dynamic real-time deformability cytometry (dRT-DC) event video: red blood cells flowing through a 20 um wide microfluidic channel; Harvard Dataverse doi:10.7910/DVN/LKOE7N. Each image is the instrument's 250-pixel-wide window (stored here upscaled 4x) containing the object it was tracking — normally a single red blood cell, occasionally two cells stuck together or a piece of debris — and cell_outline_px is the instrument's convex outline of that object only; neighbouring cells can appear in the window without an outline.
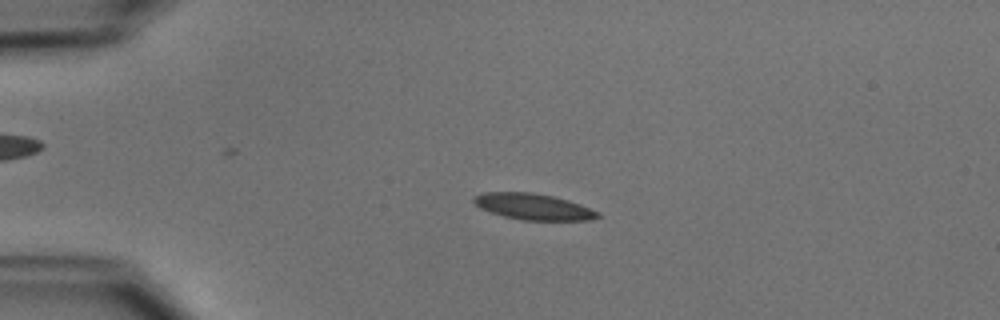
{"species": "common noctule bat (a hibernating species)", "species_latin": "Nyctalus noctula", "temperature_condition": "cold", "stored_images_in_passage": 43, "camera_frame_rate_fps": 3000, "um_per_image_px": 0.085, "animal": {"sex": "male", "body_mass_g": 15.6}, "frame": {"image": 1, "passage_image": 12, "time_ms": 3.667, "image_size_px": [1000, 320], "cell_outline_px": [[604, 216], [588, 220], [524, 220], [504, 216], [480, 208], [472, 200], [472, 196], [484, 192], [532, 192], [552, 196], [568, 200], [580, 204], [600, 212]], "centroid_in_image_um": [45.35, 17.56], "position_along_channel_um": 39.6, "area_um2": 18.9}}
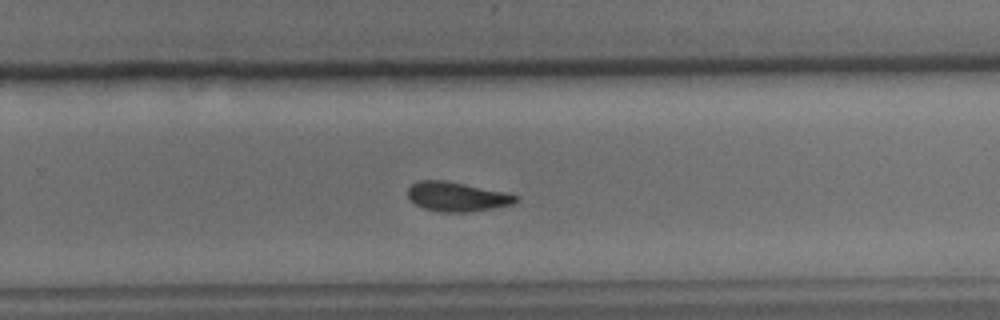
{"frame": {"image": 2, "passage_image": 34, "time_ms": 11.0, "image_size_px": [1000, 320], "cell_outline_px": [[520, 200], [512, 204], [496, 208], [468, 212], [440, 212], [424, 208], [416, 204], [408, 196], [408, 188], [416, 180], [444, 180], [504, 192], [520, 196]], "centroid_in_image_um": [38.86, 16.72], "position_along_channel_um": 290.9, "area_um2": 18.5}}
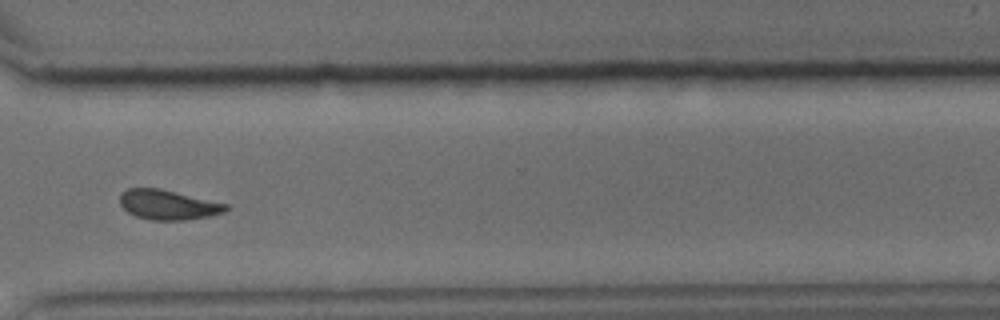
{"frame": {"image": 3, "passage_image": 39, "time_ms": 12.667, "image_size_px": [1000, 320], "cell_outline_px": [[228, 208], [224, 212], [208, 216], [184, 220], [148, 220], [136, 216], [128, 212], [120, 204], [120, 192], [128, 188], [160, 188], [228, 204]], "centroid_in_image_um": [14.26, 17.4], "position_along_channel_um": 356.3, "area_um2": 18.38}, "authors_computed_cell_mechanics": {"area_um2": 18.6116, "velocity_mm_per_s": 3.9073, "shape_relaxation_time_tau1_ms": 5.2085, "shape_relaxation_time_tau2_ms": 3.1433, "deformation_change_tau1": 0.1259, "deformation_change_tau2": 0.0939}}